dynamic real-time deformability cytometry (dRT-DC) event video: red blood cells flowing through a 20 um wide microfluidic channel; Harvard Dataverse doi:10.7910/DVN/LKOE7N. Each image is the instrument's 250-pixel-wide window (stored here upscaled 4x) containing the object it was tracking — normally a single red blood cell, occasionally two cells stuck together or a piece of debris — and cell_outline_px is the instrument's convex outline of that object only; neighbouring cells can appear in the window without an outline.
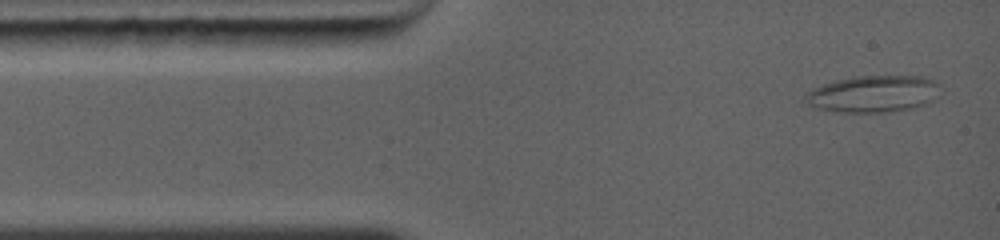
{"species": "common noctule bat (a hibernating species)", "species_latin": "Nyctalus noctula", "temperature_condition": "warm", "stored_images_in_passage": 4, "camera_frame_rate_fps": 5000, "um_per_image_px": 0.085, "animal": {"sex": "female", "body_mass_g": 19.0, "forearm_length_mm": 56.7}, "frame": {"image": 1, "passage_image": 1, "time_ms": 0.0, "image_size_px": [1000, 240], "cell_outline_px": [[940, 84], [936, 100], [928, 104], [912, 108], [888, 112], [836, 112], [816, 108], [808, 104], [804, 100], [804, 96], [808, 92], [824, 84], [836, 80], [856, 76], [920, 76], [936, 80]], "centroid_in_image_um": [74.28, 7.99], "position_along_channel_um": 10.7, "area_um2": 29.13}}
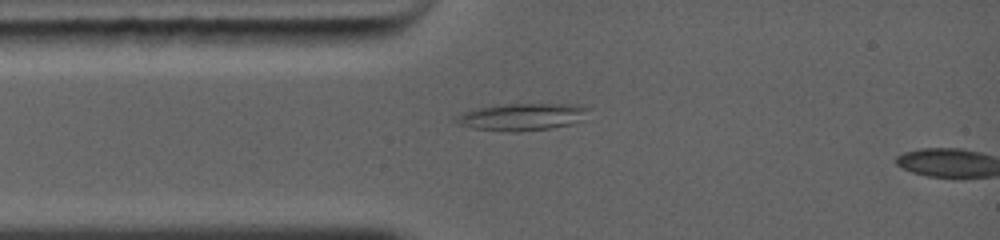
{"frame": {"image": 2, "passage_image": 3, "time_ms": 2.0, "image_size_px": [1000, 240], "cell_outline_px": [[588, 108], [584, 120], [572, 124], [548, 128], [516, 132], [508, 132], [472, 128], [456, 124], [452, 120], [452, 116], [476, 108], [504, 104], [580, 104]], "centroid_in_image_um": [44.31, 9.93], "position_along_channel_um": 40.7, "area_um2": 21.21}}